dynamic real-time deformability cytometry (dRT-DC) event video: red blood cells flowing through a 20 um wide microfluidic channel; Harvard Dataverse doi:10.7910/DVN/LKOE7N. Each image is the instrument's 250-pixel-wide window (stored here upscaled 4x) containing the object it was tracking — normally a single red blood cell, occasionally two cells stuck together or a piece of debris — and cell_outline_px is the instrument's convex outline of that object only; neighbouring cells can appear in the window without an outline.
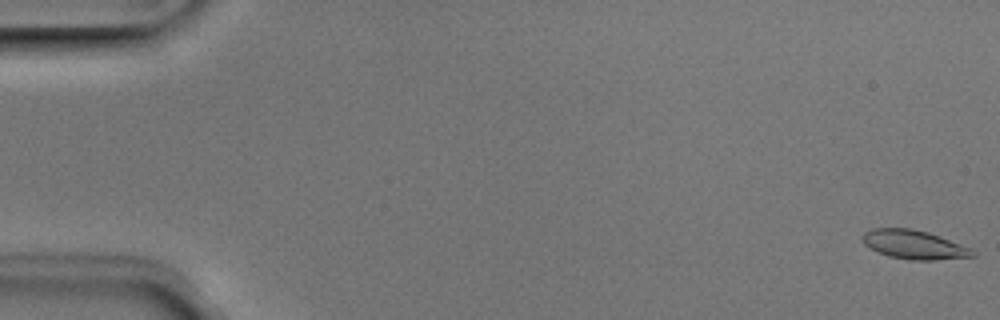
{"species": "Egyptian fruit bat (a non-hibernating species)", "species_latin": "Rousettus aegyptiacus", "temperature_condition": "room temperature", "stored_images_in_passage": 52, "camera_frame_rate_fps": 3000, "um_per_image_px": 0.085, "animal": {"sex": "male"}, "frame": {"image": 1, "passage_image": 1, "time_ms": 0.0, "image_size_px": [1000, 320], "cell_outline_px": [[976, 256], [936, 260], [908, 260], [888, 256], [864, 244], [860, 240], [864, 232], [872, 228], [912, 228], [928, 232], [940, 236], [972, 248], [976, 252]], "centroid_in_image_um": [77.71, 20.79], "position_along_channel_um": 7.3, "area_um2": 18.73}}
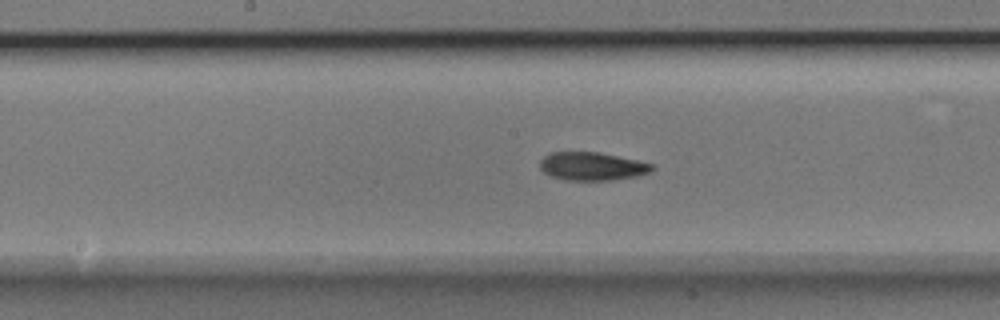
{"frame": {"image": 2, "passage_image": 27, "time_ms": 8.667, "image_size_px": [1000, 320], "cell_outline_px": [[656, 168], [648, 172], [636, 176], [612, 180], [564, 180], [552, 176], [544, 172], [540, 168], [540, 160], [544, 156], [552, 152], [600, 152], [636, 160], [652, 164]], "centroid_in_image_um": [50.31, 14.13], "position_along_channel_um": 197.9, "area_um2": 18.32}}
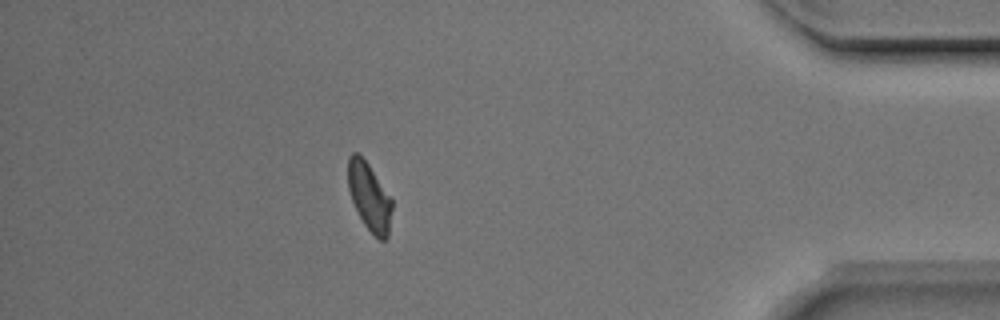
{"frame": {"image": 3, "passage_image": 46, "time_ms": 15.0, "image_size_px": [1000, 320], "cell_outline_px": [[392, 208], [388, 236], [384, 240], [380, 240], [364, 224], [352, 200], [348, 188], [348, 156], [352, 152], [356, 152], [368, 164], [392, 200]], "centroid_in_image_um": [31.38, 16.71], "position_along_channel_um": 403.8, "area_um2": 16.94}, "authors_computed_cell_mechanics": {"area_um2": 18.3804, "velocity_mm_per_s": 3.9376, "shape_relaxation_time_tau1_ms": 3.6623, "shape_relaxation_time_tau2_ms": 3.5962, "deformation_change_tau1": 0.1391, "deformation_change_tau2": 0.0789}}